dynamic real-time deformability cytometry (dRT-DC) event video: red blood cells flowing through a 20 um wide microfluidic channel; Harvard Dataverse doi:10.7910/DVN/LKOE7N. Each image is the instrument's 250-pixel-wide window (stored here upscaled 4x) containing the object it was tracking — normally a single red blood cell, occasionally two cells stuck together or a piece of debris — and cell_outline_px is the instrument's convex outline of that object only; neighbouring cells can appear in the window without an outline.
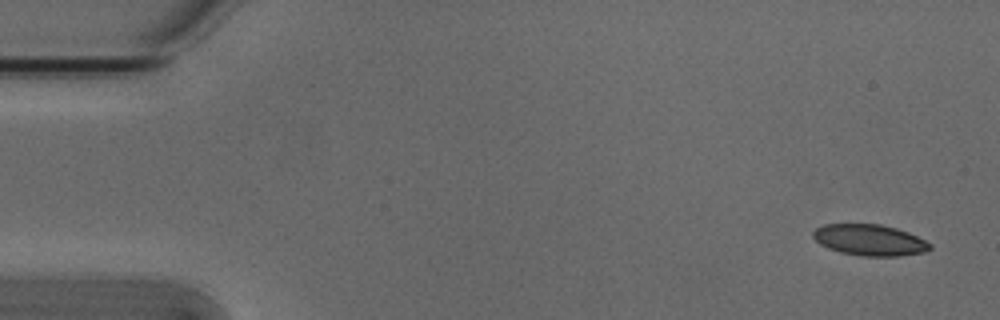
{"species": "Egyptian fruit bat (a non-hibernating species)", "species_latin": "Rousettus aegyptiacus", "temperature_condition": "cold", "stored_images_in_passage": 4, "camera_frame_rate_fps": 3000, "um_per_image_px": 0.085, "animal": {"sex": "male"}, "frame": {"image": 1, "passage_image": 1, "time_ms": 0.0, "image_size_px": [1000, 320], "cell_outline_px": [[932, 248], [924, 252], [896, 256], [860, 256], [840, 252], [828, 248], [820, 244], [812, 236], [812, 232], [816, 228], [824, 224], [880, 224], [896, 228], [908, 232], [932, 244]], "centroid_in_image_um": [73.9, 20.4], "position_along_channel_um": 11.1, "area_um2": 21.21}}